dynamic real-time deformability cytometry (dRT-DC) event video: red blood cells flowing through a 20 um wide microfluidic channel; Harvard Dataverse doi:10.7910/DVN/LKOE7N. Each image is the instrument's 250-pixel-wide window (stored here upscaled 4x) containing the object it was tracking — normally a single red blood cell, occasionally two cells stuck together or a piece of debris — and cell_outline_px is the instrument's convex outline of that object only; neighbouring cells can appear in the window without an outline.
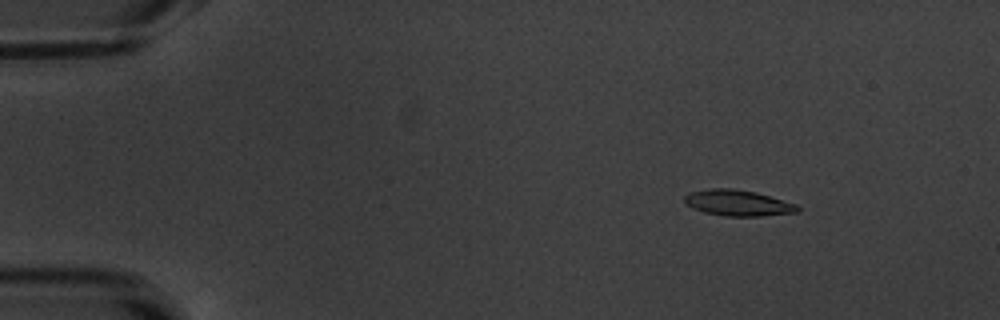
{"species": "common noctule bat (a hibernating species)", "species_latin": "Nyctalus noctula", "temperature_condition": "warm", "stored_images_in_passage": 54, "camera_frame_rate_fps": 3000, "um_per_image_px": 0.085, "animal": {"sex": "male", "body_mass_g": 20.1, "forearm_length_mm": 53.5}, "frame": {"image": 1, "passage_image": 8, "time_ms": 2.333, "image_size_px": [1000, 320], "cell_outline_px": [[800, 208], [796, 212], [760, 216], [724, 216], [704, 212], [692, 208], [684, 200], [684, 196], [688, 192], [708, 188], [732, 188], [756, 192], [796, 204]], "centroid_in_image_um": [62.68, 17.24], "position_along_channel_um": 22.3, "area_um2": 17.05}}
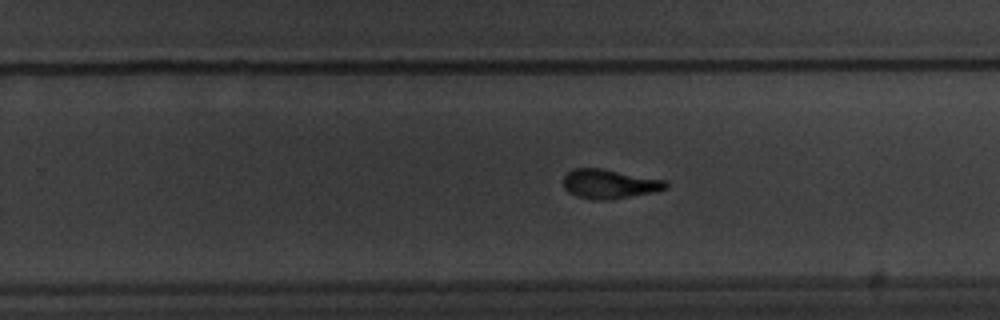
{"frame": {"image": 2, "passage_image": 35, "time_ms": 11.333, "image_size_px": [1000, 320], "cell_outline_px": [[668, 188], [656, 192], [604, 200], [592, 200], [576, 196], [568, 192], [564, 188], [564, 176], [572, 168], [604, 168], [668, 180]], "centroid_in_image_um": [51.83, 15.62], "position_along_channel_um": 278.0, "area_um2": 17.8}}
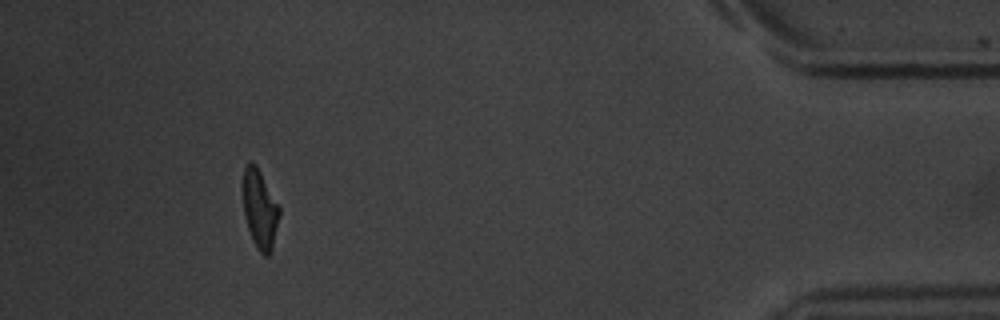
{"frame": {"image": 3, "passage_image": 50, "time_ms": 16.333, "image_size_px": [1000, 320], "cell_outline_px": [[280, 216], [272, 248], [268, 256], [264, 256], [256, 248], [252, 240], [244, 216], [240, 188], [244, 168], [248, 160], [252, 160], [256, 164], [280, 208]], "centroid_in_image_um": [22.03, 17.72], "position_along_channel_um": 413.2, "area_um2": 17.28}, "authors_computed_cell_mechanics": {"area_um2": 17.1377, "velocity_mm_per_s": 3.8298, "shape_relaxation_time_tau1_ms": 3.749, "shape_relaxation_time_tau2_ms": 2.3496, "deformation_change_tau1": 0.1634, "deformation_change_tau2": 0.1092}}